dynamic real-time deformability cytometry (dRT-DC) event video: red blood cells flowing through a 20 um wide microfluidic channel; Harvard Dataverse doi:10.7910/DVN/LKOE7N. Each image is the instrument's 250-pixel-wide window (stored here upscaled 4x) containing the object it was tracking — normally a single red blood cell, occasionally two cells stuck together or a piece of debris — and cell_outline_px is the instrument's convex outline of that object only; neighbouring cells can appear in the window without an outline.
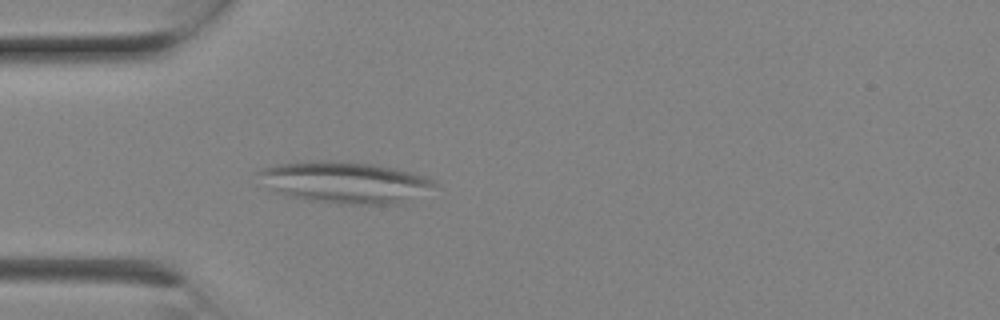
{"species": "Egyptian fruit bat (a non-hibernating species)", "species_latin": "Rousettus aegyptiacus", "temperature_condition": "room temperature", "stored_images_in_passage": 5, "camera_frame_rate_fps": 3000, "um_per_image_px": 0.085, "animal": {"sex": "female"}, "frame": {"image": 1, "passage_image": 5, "time_ms": 1.333, "image_size_px": [1000, 320], "cell_outline_px": [[440, 188], [400, 204], [340, 204], [304, 200], [284, 196], [276, 192], [256, 172], [260, 168], [280, 164], [312, 160], [320, 160], [372, 164], [396, 168], [428, 176], [436, 180]], "centroid_in_image_um": [29.45, 15.51], "position_along_channel_um": 55.6, "area_um2": 43.12}}